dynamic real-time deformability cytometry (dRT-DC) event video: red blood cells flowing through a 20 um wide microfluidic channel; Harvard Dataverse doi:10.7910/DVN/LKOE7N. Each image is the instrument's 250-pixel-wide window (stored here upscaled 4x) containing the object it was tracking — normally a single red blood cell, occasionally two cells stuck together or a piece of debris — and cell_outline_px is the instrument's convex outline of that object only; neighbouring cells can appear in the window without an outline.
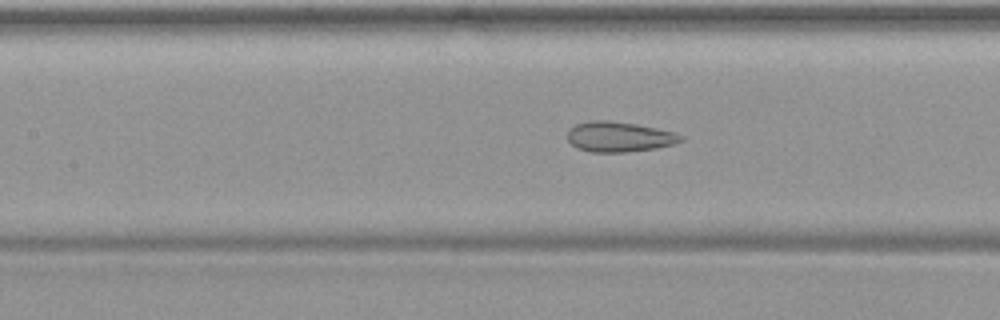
{"species": "common noctule bat (a hibernating species)", "species_latin": "Nyctalus noctula", "temperature_condition": "warm", "stored_images_in_passage": 50, "camera_frame_rate_fps": 3000, "um_per_image_px": 0.085, "animal": {"sex": "female", "body_mass_g": 19.9}, "frame": {"image": 1, "passage_image": 23, "time_ms": 7.333, "image_size_px": [1000, 320], "cell_outline_px": [[684, 140], [672, 144], [656, 148], [624, 152], [588, 152], [576, 148], [568, 140], [568, 128], [576, 124], [592, 120], [608, 120], [636, 124], [676, 132], [684, 136]], "centroid_in_image_um": [52.62, 11.62], "position_along_channel_um": 154.8, "area_um2": 20.06}}
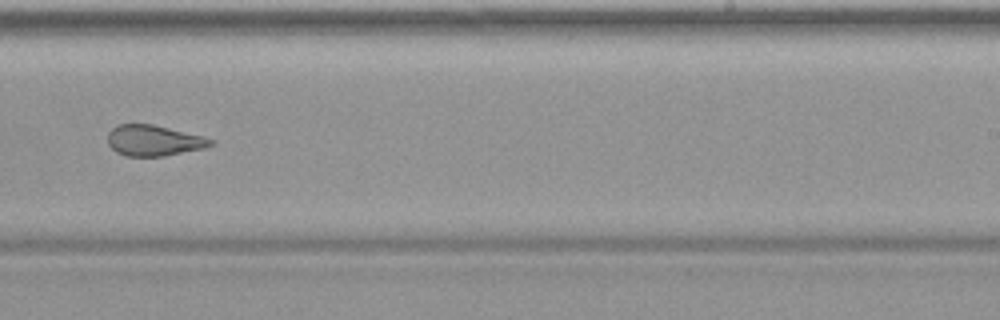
{"frame": {"image": 2, "passage_image": 32, "time_ms": 10.333, "image_size_px": [1000, 320], "cell_outline_px": [[216, 144], [204, 148], [164, 156], [124, 156], [116, 152], [108, 144], [108, 132], [116, 124], [152, 124], [204, 136], [216, 140]], "centroid_in_image_um": [13.09, 11.94], "position_along_channel_um": 275.9, "area_um2": 18.67}}
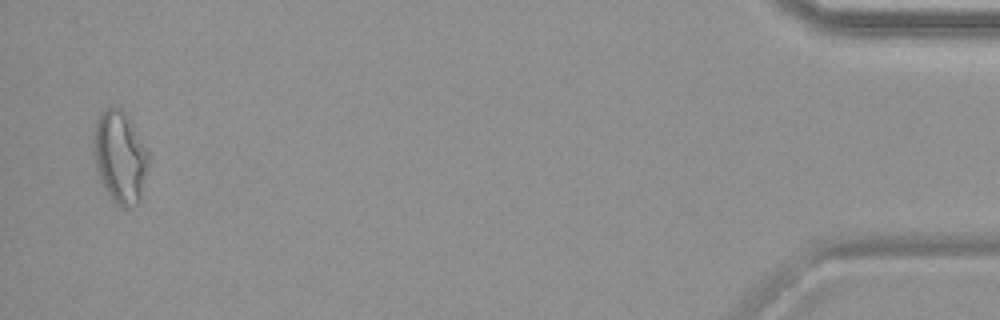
{"frame": {"image": 3, "passage_image": 49, "time_ms": 16.0, "image_size_px": [1000, 320], "cell_outline_px": [[148, 168], [140, 200], [136, 204], [124, 208], [116, 204], [112, 200], [104, 188], [100, 180], [96, 168], [92, 148], [92, 128], [100, 112], [104, 108], [120, 108], [128, 116], [148, 152]], "centroid_in_image_um": [10.16, 13.33], "position_along_channel_um": 425.0, "area_um2": 29.77}}